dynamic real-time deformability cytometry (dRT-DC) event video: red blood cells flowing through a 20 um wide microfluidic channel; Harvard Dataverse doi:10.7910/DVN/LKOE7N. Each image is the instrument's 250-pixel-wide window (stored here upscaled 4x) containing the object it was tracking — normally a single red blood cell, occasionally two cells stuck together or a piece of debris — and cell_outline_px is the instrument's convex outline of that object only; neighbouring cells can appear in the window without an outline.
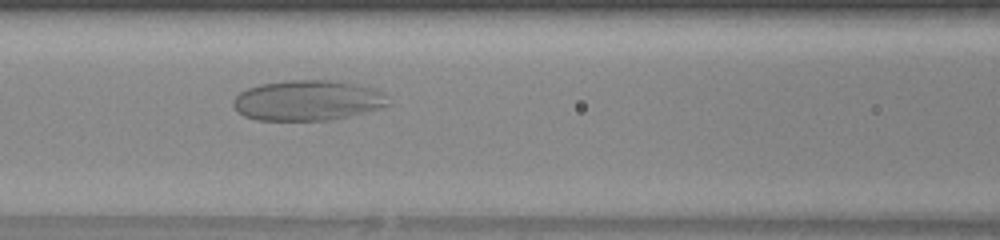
{"species": "human", "species_latin": "Homo sapiens", "temperature_condition": "warm", "stored_images_in_passage": 47, "camera_frame_rate_fps": 3000, "um_per_image_px": 0.085, "donor": {"sex": "female"}, "frame": {"image": 1, "passage_image": 19, "time_ms": 6.0, "image_size_px": [1000, 240], "cell_outline_px": [[392, 104], [380, 108], [348, 116], [328, 120], [256, 120], [244, 116], [236, 112], [232, 104], [232, 100], [240, 92], [248, 88], [260, 84], [288, 80], [328, 80], [356, 84], [376, 88], [384, 92]], "centroid_in_image_um": [26.15, 8.53], "position_along_channel_um": 140.4, "area_um2": 36.7}}
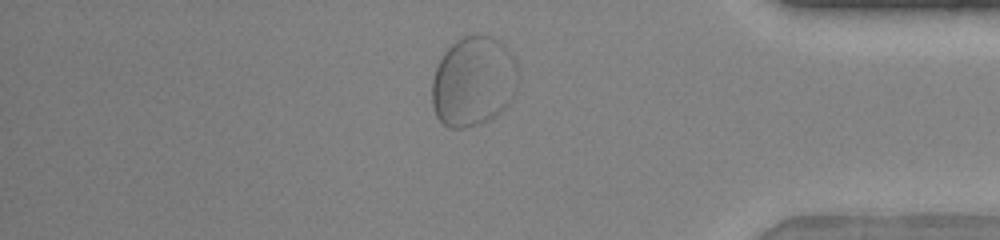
{"frame": {"image": 2, "passage_image": 40, "time_ms": 13.0, "image_size_px": [1000, 240], "cell_outline_px": [[520, 76], [516, 92], [512, 100], [492, 120], [480, 124], [464, 128], [448, 128], [436, 116], [432, 104], [432, 80], [436, 68], [444, 52], [456, 40], [464, 36], [480, 32], [484, 32], [500, 40], [508, 48], [516, 60]], "centroid_in_image_um": [40.29, 6.89], "position_along_channel_um": 394.9, "area_um2": 46.36}}
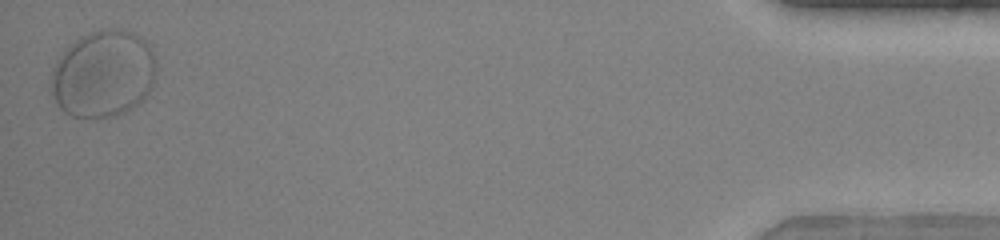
{"frame": {"image": 3, "passage_image": 47, "time_ms": 15.333, "image_size_px": [1000, 240], "cell_outline_px": [[156, 72], [152, 84], [144, 100], [124, 112], [116, 116], [84, 120], [72, 116], [64, 112], [56, 104], [48, 88], [52, 68], [56, 60], [76, 40], [92, 32], [104, 28], [120, 28], [132, 32], [140, 36], [152, 48], [156, 56]], "centroid_in_image_um": [8.76, 6.31], "position_along_channel_um": 426.4, "area_um2": 54.33}}